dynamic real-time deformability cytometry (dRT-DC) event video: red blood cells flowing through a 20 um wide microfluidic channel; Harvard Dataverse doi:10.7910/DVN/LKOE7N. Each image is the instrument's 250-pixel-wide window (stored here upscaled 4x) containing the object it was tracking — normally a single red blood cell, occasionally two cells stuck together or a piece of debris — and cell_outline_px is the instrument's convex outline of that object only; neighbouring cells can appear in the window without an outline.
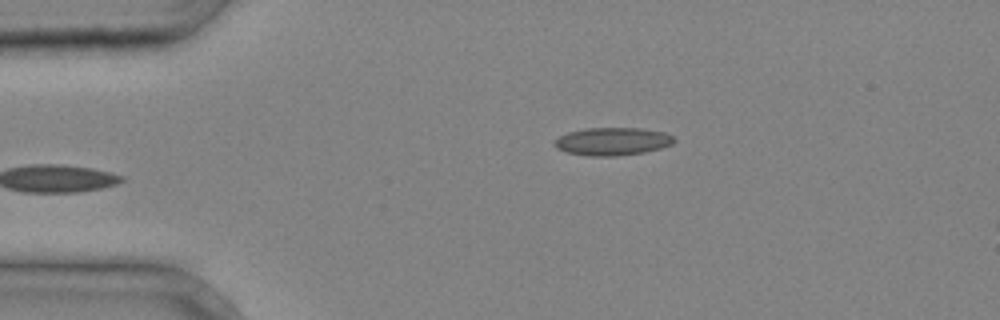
{"species": "common noctule bat (a hibernating species)", "species_latin": "Nyctalus noctula", "temperature_condition": "cold", "stored_images_in_passage": 3, "camera_frame_rate_fps": 3000, "um_per_image_px": 0.085, "animal": {"sex": "male", "body_mass_g": 20.4}, "frame": {"image": 1, "passage_image": 2, "time_ms": 0.333, "image_size_px": [1000, 320], "cell_outline_px": [[676, 140], [672, 144], [660, 148], [644, 152], [616, 156], [588, 156], [568, 152], [556, 148], [552, 144], [560, 136], [568, 132], [584, 128], [640, 128], [664, 132], [672, 136]], "centroid_in_image_um": [52.05, 12.02], "position_along_channel_um": 33.0, "area_um2": 19.36}}